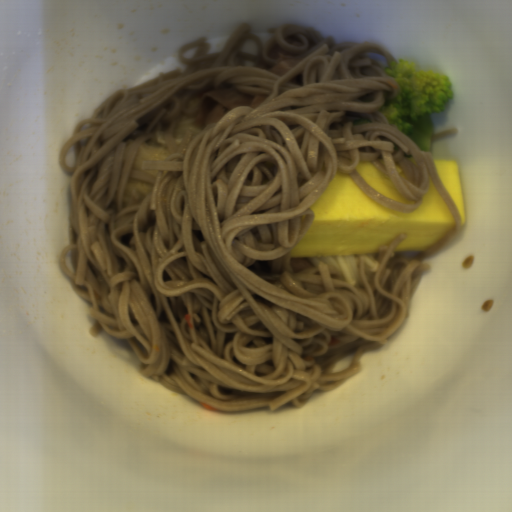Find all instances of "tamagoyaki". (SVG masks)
Masks as SVG:
<instances>
[{
	"label": "tamagoyaki",
	"mask_w": 512,
	"mask_h": 512,
	"mask_svg": "<svg viewBox=\"0 0 512 512\" xmlns=\"http://www.w3.org/2000/svg\"><path fill=\"white\" fill-rule=\"evenodd\" d=\"M309 209L315 212L314 222L290 258L379 254V246L390 244L399 233L407 236L394 252L422 253L456 226L430 174L429 190L411 213L377 203L339 172Z\"/></svg>",
	"instance_id": "obj_1"
},
{
	"label": "tamagoyaki",
	"mask_w": 512,
	"mask_h": 512,
	"mask_svg": "<svg viewBox=\"0 0 512 512\" xmlns=\"http://www.w3.org/2000/svg\"><path fill=\"white\" fill-rule=\"evenodd\" d=\"M432 159L435 171L439 175L444 187L447 189V191L451 195L453 201L455 202L458 208L461 223L459 229L460 231L466 224L467 218L458 160L447 159L442 157Z\"/></svg>",
	"instance_id": "obj_2"
},
{
	"label": "tamagoyaki",
	"mask_w": 512,
	"mask_h": 512,
	"mask_svg": "<svg viewBox=\"0 0 512 512\" xmlns=\"http://www.w3.org/2000/svg\"><path fill=\"white\" fill-rule=\"evenodd\" d=\"M356 170L372 188L383 195L410 205L416 203V200H406L395 188L390 178L376 168L371 162L360 163Z\"/></svg>",
	"instance_id": "obj_3"
}]
</instances>
